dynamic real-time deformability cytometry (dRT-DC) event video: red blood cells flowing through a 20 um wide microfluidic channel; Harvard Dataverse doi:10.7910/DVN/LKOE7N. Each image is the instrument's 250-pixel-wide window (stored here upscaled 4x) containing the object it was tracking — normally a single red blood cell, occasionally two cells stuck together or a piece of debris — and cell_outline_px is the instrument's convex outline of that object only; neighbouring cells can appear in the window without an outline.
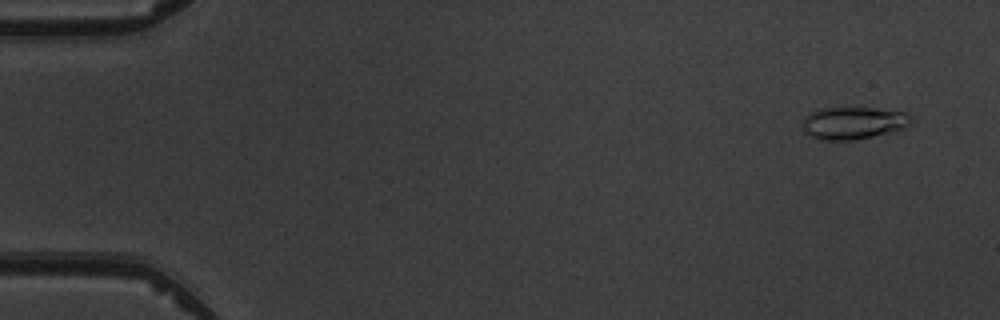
{"species": "common noctule bat (a hibernating species)", "species_latin": "Nyctalus noctula", "temperature_condition": "warm", "stored_images_in_passage": 5, "camera_frame_rate_fps": 3000, "um_per_image_px": 0.085, "animal": {"sex": "male", "body_mass_g": 19.5, "forearm_length_mm": 54.6}, "frame": {"image": 1, "passage_image": 1, "time_ms": 0.0, "image_size_px": [1000, 320], "cell_outline_px": [[912, 124], [896, 132], [852, 140], [816, 140], [808, 136], [800, 128], [800, 124], [804, 116], [820, 108], [872, 108], [904, 112], [912, 120]], "centroid_in_image_um": [72.47, 10.48], "position_along_channel_um": 12.5, "area_um2": 20.92}}